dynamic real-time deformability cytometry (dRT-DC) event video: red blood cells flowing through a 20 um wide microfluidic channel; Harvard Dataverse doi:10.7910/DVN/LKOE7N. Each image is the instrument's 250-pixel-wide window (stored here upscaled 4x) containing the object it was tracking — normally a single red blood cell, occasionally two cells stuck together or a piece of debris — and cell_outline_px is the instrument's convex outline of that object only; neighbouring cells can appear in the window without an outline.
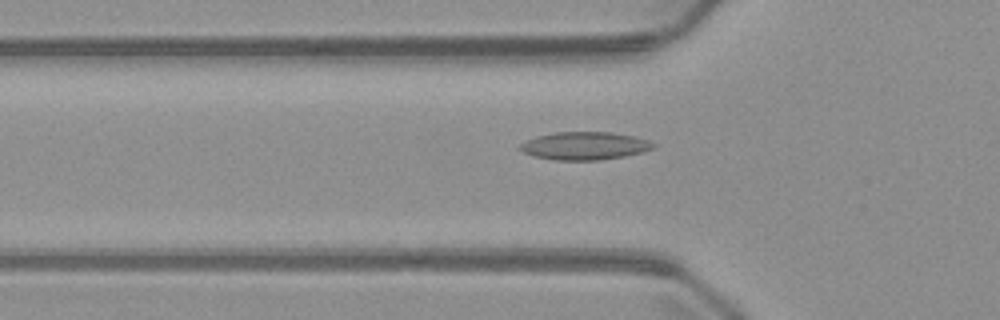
{"species": "common noctule bat (a hibernating species)", "species_latin": "Nyctalus noctula", "temperature_condition": "warm", "stored_images_in_passage": 51, "camera_frame_rate_fps": 3000, "um_per_image_px": 0.085, "animal": {"sex": "male", "body_mass_g": 23.1, "forearm_length_mm": 52.7}, "frame": {"image": 1, "passage_image": 17, "time_ms": 5.333, "image_size_px": [1000, 320], "cell_outline_px": [[656, 144], [652, 148], [644, 152], [624, 156], [600, 160], [556, 160], [532, 156], [516, 148], [520, 144], [536, 136], [556, 132], [612, 132], [636, 136], [648, 140]], "centroid_in_image_um": [49.7, 12.39], "position_along_channel_um": 76.1, "area_um2": 21.79}}
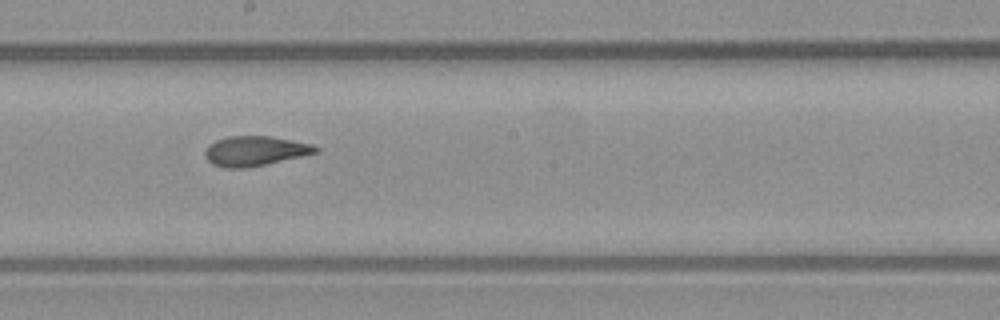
{"frame": {"image": 2, "passage_image": 28, "time_ms": 9.0, "image_size_px": [1000, 320], "cell_outline_px": [[320, 152], [264, 164], [244, 168], [224, 168], [212, 164], [204, 156], [204, 152], [208, 144], [216, 140], [228, 136], [272, 136], [312, 144], [320, 148]], "centroid_in_image_um": [21.66, 12.82], "position_along_channel_um": 226.5, "area_um2": 19.25}}
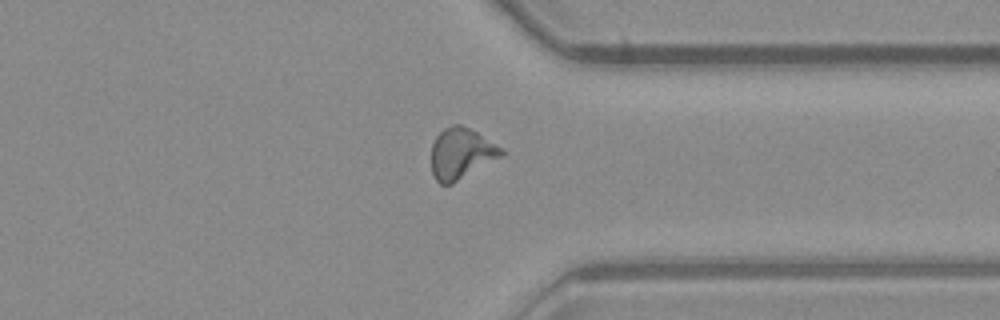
{"frame": {"image": 3, "passage_image": 39, "time_ms": 12.667, "image_size_px": [1000, 320], "cell_outline_px": [[504, 152], [500, 156], [452, 184], [440, 184], [436, 180], [432, 172], [432, 144], [436, 136], [444, 128], [452, 124], [460, 124], [476, 132], [504, 148]], "centroid_in_image_um": [39.17, 13.03], "position_along_channel_um": 372.2, "area_um2": 20.46}}